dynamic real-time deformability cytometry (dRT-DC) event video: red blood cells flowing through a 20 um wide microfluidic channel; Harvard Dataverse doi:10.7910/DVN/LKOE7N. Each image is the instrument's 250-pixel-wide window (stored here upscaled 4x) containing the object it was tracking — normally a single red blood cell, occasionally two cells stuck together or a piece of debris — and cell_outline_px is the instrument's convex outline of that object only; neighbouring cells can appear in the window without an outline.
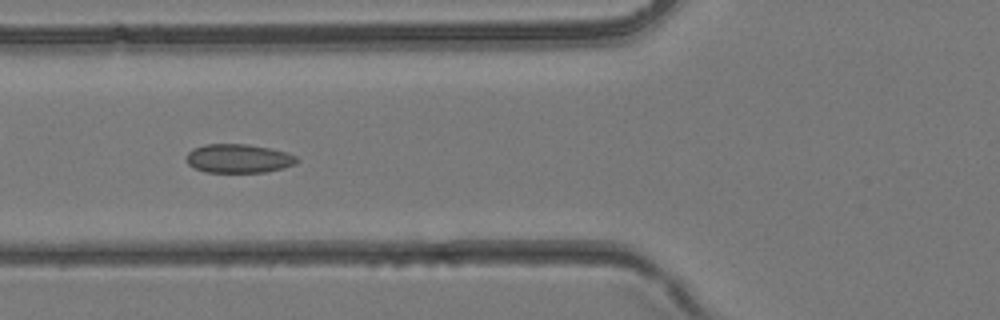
{"species": "common noctule bat (a hibernating species)", "species_latin": "Nyctalus noctula", "temperature_condition": "room temperature", "stored_images_in_passage": 39, "camera_frame_rate_fps": 3000, "um_per_image_px": 0.085, "animal": {"sex": "female", "body_mass_g": 24.6, "forearm_length_mm": 56.2}, "frame": {"image": 1, "passage_image": 15, "time_ms": 4.667, "image_size_px": [1000, 320], "cell_outline_px": [[300, 160], [296, 164], [264, 172], [204, 172], [188, 164], [188, 152], [192, 148], [204, 144], [248, 144], [268, 148], [284, 152], [296, 156]], "centroid_in_image_um": [20.27, 13.46], "position_along_channel_um": 105.5, "area_um2": 18.38}}
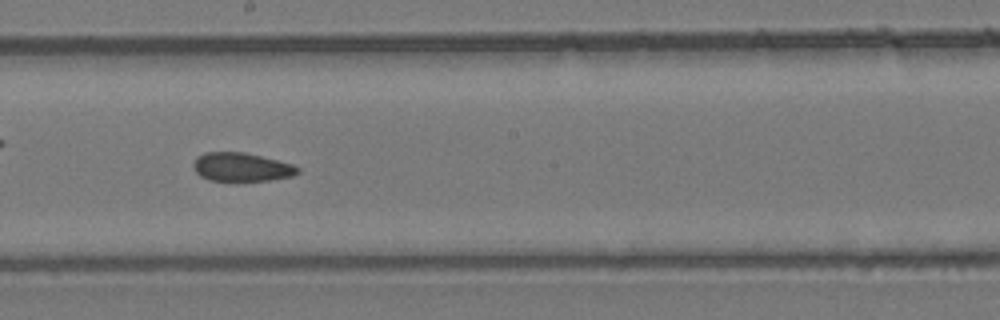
{"frame": {"image": 2, "passage_image": 22, "time_ms": 7.0, "image_size_px": [1000, 320], "cell_outline_px": [[300, 172], [292, 176], [268, 180], [208, 180], [200, 176], [196, 172], [192, 164], [196, 156], [204, 152], [244, 152], [292, 164], [300, 168]], "centroid_in_image_um": [20.49, 14.19], "position_along_channel_um": 227.7, "area_um2": 17.28}}
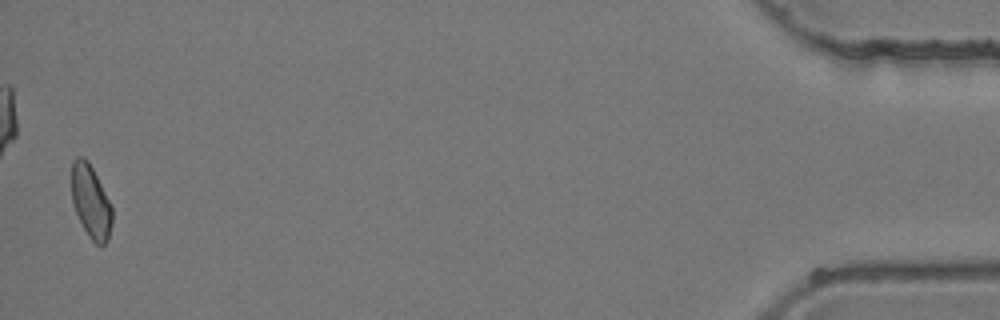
{"frame": {"image": 3, "passage_image": 39, "time_ms": 12.667, "image_size_px": [1000, 320], "cell_outline_px": [[112, 224], [108, 240], [100, 248], [88, 236], [72, 204], [72, 160], [76, 156], [84, 156], [88, 160], [112, 204]], "centroid_in_image_um": [7.73, 17.13], "position_along_channel_um": 427.5, "area_um2": 17.51}}